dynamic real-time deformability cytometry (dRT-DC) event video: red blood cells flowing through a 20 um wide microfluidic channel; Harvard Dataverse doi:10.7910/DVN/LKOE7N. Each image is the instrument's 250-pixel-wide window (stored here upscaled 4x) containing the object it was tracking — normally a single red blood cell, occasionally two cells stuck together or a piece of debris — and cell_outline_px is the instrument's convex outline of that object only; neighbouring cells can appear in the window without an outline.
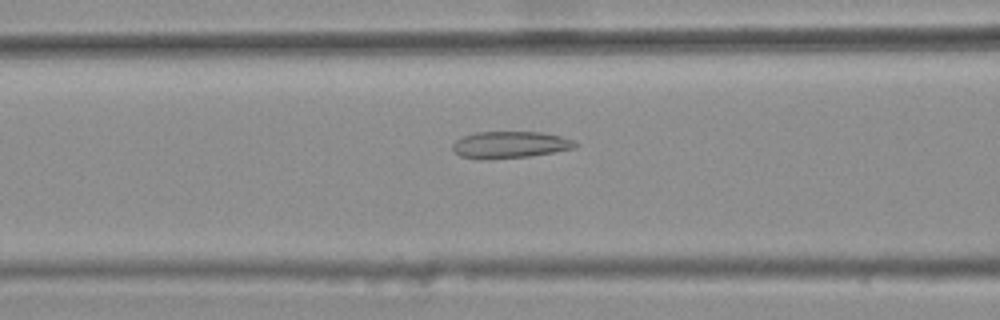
{"species": "common noctule bat (a hibernating species)", "species_latin": "Nyctalus noctula", "temperature_condition": "warm", "stored_images_in_passage": 5, "camera_frame_rate_fps": 3000, "um_per_image_px": 0.085, "animal": {"sex": "female", "body_mass_g": 25.1}, "frame": {"image": 1, "passage_image": 5, "time_ms": 1.333, "image_size_px": [1000, 320], "cell_outline_px": [[580, 144], [576, 148], [528, 156], [484, 160], [460, 156], [452, 152], [452, 144], [456, 140], [464, 136], [476, 132], [544, 132], [560, 136], [572, 140]], "centroid_in_image_um": [43.33, 12.31], "position_along_channel_um": 123.3, "area_um2": 19.25}}